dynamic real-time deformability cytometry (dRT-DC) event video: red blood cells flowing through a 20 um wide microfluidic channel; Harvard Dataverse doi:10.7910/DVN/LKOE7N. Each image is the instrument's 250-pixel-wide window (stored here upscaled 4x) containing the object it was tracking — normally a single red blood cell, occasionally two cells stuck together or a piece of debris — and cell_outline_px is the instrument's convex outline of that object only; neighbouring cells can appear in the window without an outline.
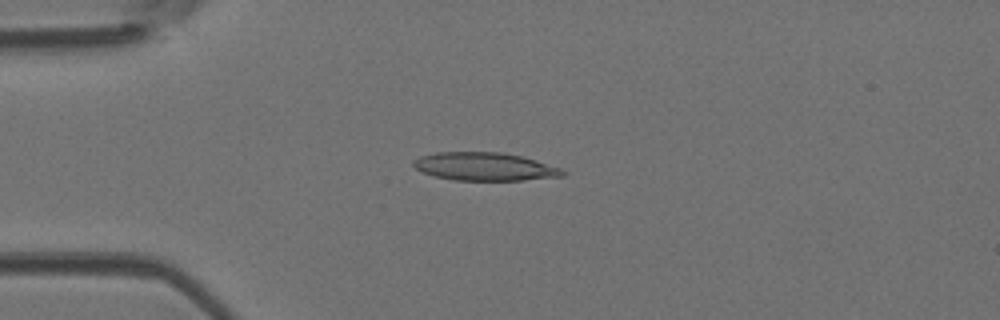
{"species": "Egyptian fruit bat (a non-hibernating species)", "species_latin": "Rousettus aegyptiacus", "temperature_condition": "room temperature", "stored_images_in_passage": 3, "camera_frame_rate_fps": 3000, "um_per_image_px": 0.085, "animal": {"sex": "female"}, "frame": {"image": 1, "passage_image": 3, "time_ms": 0.667, "image_size_px": [1000, 320], "cell_outline_px": [[568, 172], [564, 176], [524, 180], [452, 180], [436, 176], [424, 172], [416, 168], [412, 164], [412, 160], [420, 156], [436, 152], [500, 152], [520, 156], [536, 160], [560, 168]], "centroid_in_image_um": [41.21, 14.16], "position_along_channel_um": 43.8, "area_um2": 24.39}}